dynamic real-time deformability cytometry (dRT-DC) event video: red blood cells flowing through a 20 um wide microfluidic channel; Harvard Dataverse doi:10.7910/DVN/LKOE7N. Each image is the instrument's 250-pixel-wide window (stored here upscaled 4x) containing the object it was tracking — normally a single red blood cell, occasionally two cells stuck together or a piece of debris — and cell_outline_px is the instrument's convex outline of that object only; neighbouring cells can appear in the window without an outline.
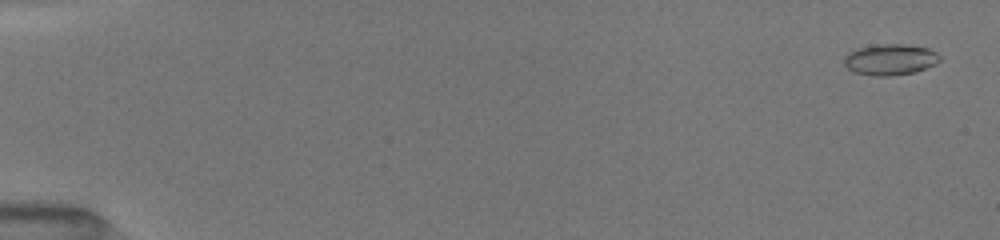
{"species": "common noctule bat (a hibernating species)", "species_latin": "Nyctalus noctula", "temperature_condition": "room temperature", "stored_images_in_passage": 68, "camera_frame_rate_fps": 3000, "um_per_image_px": 0.085, "animal": {"sex": "female", "body_mass_g": 19.5, "forearm_length_mm": 54.1}, "frame": {"image": 1, "passage_image": 3, "time_ms": 0.333, "image_size_px": [1000, 240], "cell_outline_px": [[940, 60], [936, 64], [916, 72], [892, 76], [872, 76], [856, 72], [848, 68], [844, 64], [844, 56], [848, 52], [860, 48], [880, 44], [904, 44], [928, 48], [936, 52], [940, 56]], "centroid_in_image_um": [75.69, 5.07], "position_along_channel_um": 9.3, "area_um2": 17.34}}
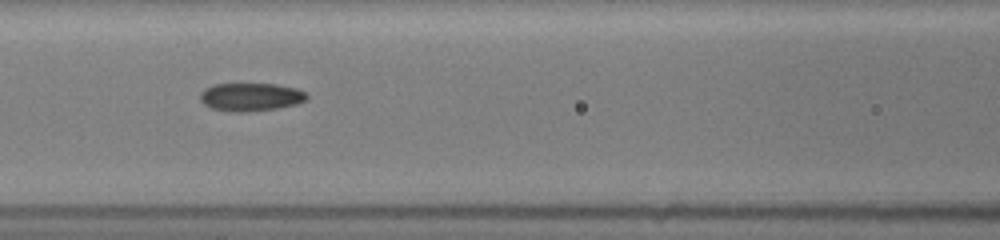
{"frame": {"image": 2, "passage_image": 35, "time_ms": 7.667, "image_size_px": [1000, 240], "cell_outline_px": [[308, 96], [304, 100], [296, 104], [276, 108], [244, 112], [228, 112], [212, 108], [204, 104], [200, 100], [200, 92], [204, 88], [216, 84], [276, 84], [296, 88], [304, 92]], "centroid_in_image_um": [21.27, 8.24], "position_along_channel_um": 145.3, "area_um2": 17.4}}
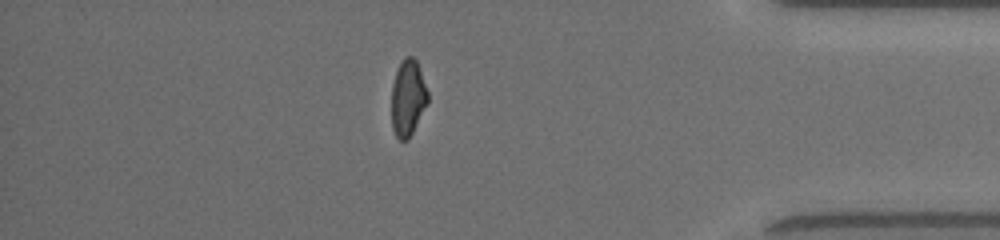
{"frame": {"image": 3, "passage_image": 60, "time_ms": 14.667, "image_size_px": [1000, 240], "cell_outline_px": [[428, 104], [408, 140], [400, 140], [396, 136], [392, 128], [392, 84], [396, 72], [404, 56], [412, 56], [416, 60], [428, 92]], "centroid_in_image_um": [34.67, 8.34], "position_along_channel_um": 400.5, "area_um2": 16.07}, "authors_computed_cell_mechanics": {"area_um2": 16.7909, "velocity_mm_per_s": 4.0598, "shape_relaxation_time_tau1_ms": 8.5068, "shape_relaxation_time_tau2_ms": 1.9629, "deformation_change_tau1": 0.1823, "deformation_change_tau2": 0.0738}}